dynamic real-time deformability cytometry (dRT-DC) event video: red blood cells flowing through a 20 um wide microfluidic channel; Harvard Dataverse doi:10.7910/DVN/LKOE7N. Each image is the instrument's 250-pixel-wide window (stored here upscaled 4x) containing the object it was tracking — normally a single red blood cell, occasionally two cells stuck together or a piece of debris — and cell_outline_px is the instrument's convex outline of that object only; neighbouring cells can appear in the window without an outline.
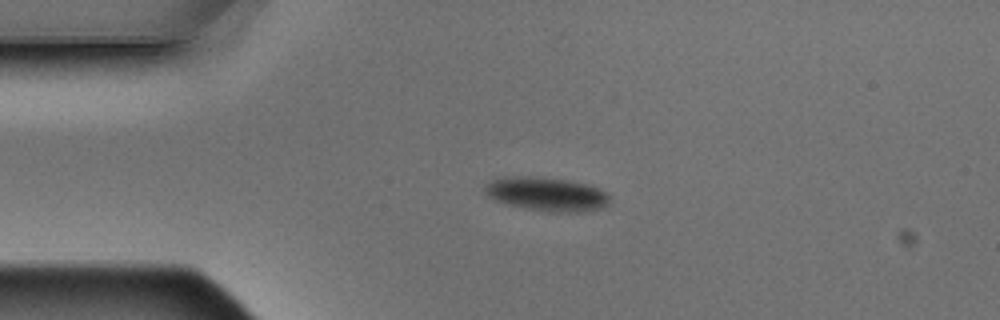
{"species": "Egyptian fruit bat (a non-hibernating species)", "species_latin": "Rousettus aegyptiacus", "temperature_condition": "warm", "stored_images_in_passage": 2, "camera_frame_rate_fps": 3000, "um_per_image_px": 0.085, "animal": {"sex": "male"}, "frame": {"image": 1, "passage_image": 1, "time_ms": 0.0, "image_size_px": [1000, 320], "cell_outline_px": [[608, 204], [604, 208], [584, 212], [548, 212], [508, 204], [496, 200], [488, 196], [484, 192], [484, 184], [492, 180], [504, 176], [528, 176], [564, 180], [588, 184], [604, 192], [608, 196]], "centroid_in_image_um": [46.44, 16.5], "position_along_channel_um": 38.6, "area_um2": 24.45}}